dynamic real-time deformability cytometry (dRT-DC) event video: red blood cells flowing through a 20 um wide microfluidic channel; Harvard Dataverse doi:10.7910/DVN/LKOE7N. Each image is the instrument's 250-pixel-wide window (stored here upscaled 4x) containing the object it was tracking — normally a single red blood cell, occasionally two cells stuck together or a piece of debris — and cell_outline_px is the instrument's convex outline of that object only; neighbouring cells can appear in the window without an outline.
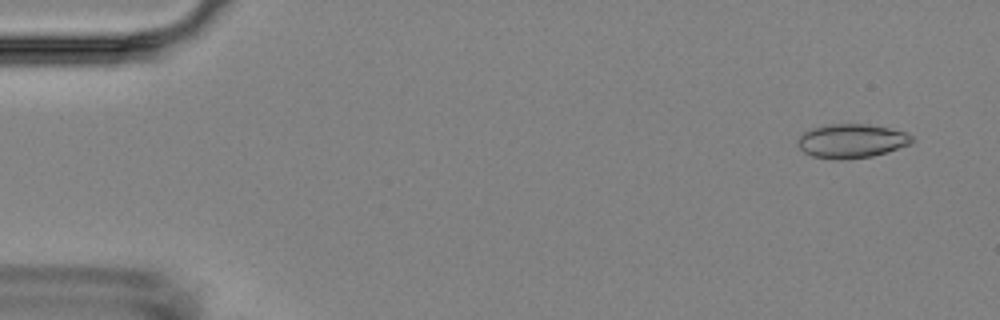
{"species": "Egyptian fruit bat (a non-hibernating species)", "species_latin": "Rousettus aegyptiacus", "temperature_condition": "room temperature", "stored_images_in_passage": 4, "camera_frame_rate_fps": 3000, "um_per_image_px": 0.085, "animal": {"sex": "female"}, "frame": {"image": 1, "passage_image": 1, "time_ms": 0.0, "image_size_px": [1000, 320], "cell_outline_px": [[912, 144], [888, 152], [872, 156], [844, 160], [840, 160], [812, 156], [804, 152], [796, 144], [796, 140], [804, 132], [812, 128], [828, 124], [868, 124], [888, 128], [904, 132], [912, 136]], "centroid_in_image_um": [72.36, 11.99], "position_along_channel_um": 12.6, "area_um2": 22.72}}
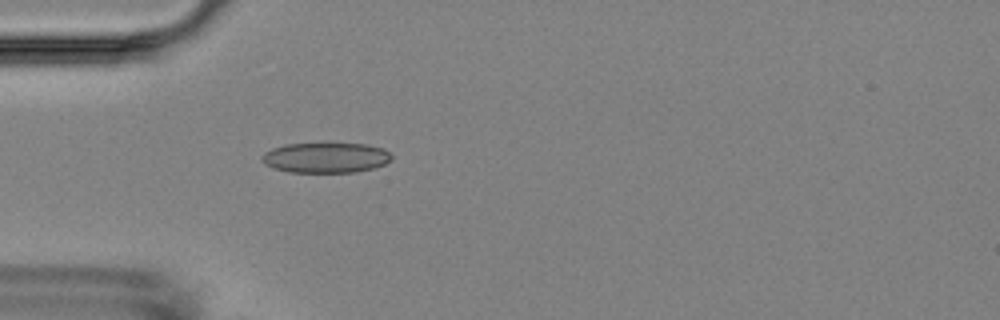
{"frame": {"image": 2, "passage_image": 4, "time_ms": 4.333, "image_size_px": [1000, 320], "cell_outline_px": [[392, 160], [384, 164], [372, 168], [356, 172], [288, 172], [272, 168], [264, 164], [260, 160], [260, 156], [264, 152], [272, 148], [284, 144], [368, 144], [384, 148], [392, 156]], "centroid_in_image_um": [27.65, 13.4], "position_along_channel_um": 57.4, "area_um2": 23.0}}